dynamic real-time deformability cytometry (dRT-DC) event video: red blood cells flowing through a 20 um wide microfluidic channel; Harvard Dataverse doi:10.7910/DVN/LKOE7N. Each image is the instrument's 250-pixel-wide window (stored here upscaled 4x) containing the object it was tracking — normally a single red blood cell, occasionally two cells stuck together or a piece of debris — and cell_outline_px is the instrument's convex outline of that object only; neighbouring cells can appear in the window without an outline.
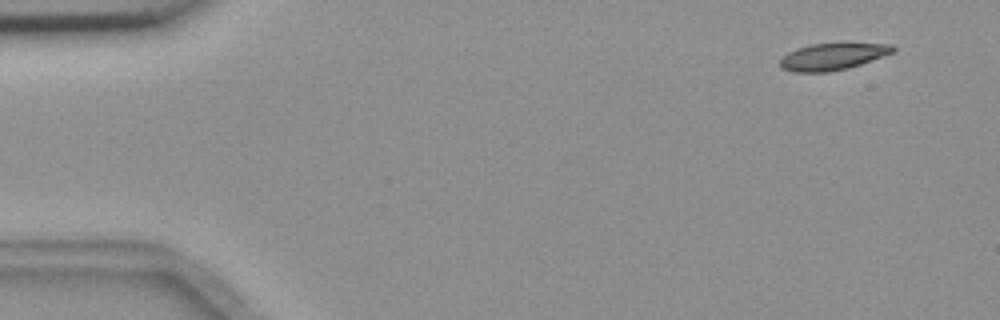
{"species": "common noctule bat (a hibernating species)", "species_latin": "Nyctalus noctula", "temperature_condition": "room temperature", "stored_images_in_passage": 5, "camera_frame_rate_fps": 3000, "um_per_image_px": 0.085, "animal": {"sex": "female", "body_mass_g": 18.4}, "frame": {"image": 1, "passage_image": 1, "time_ms": 0.0, "image_size_px": [1000, 320], "cell_outline_px": [[896, 52], [848, 68], [828, 72], [792, 72], [780, 68], [780, 60], [788, 52], [796, 48], [812, 44], [844, 40], [892, 44], [896, 48]], "centroid_in_image_um": [70.85, 4.75], "position_along_channel_um": 14.1, "area_um2": 18.67}}
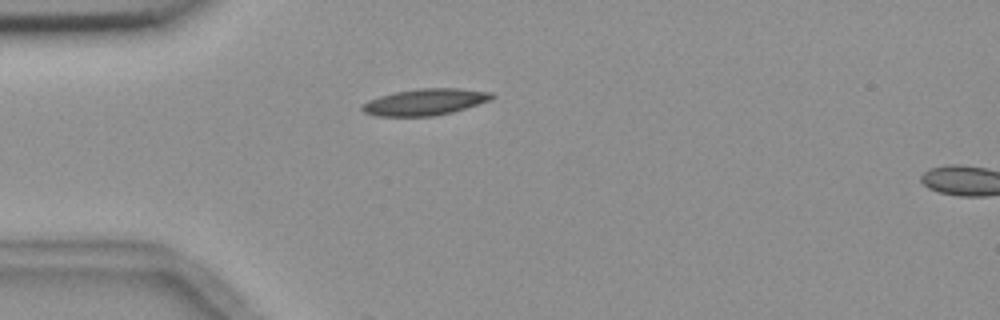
{"frame": {"image": 2, "passage_image": 4, "time_ms": 3.667, "image_size_px": [1000, 320], "cell_outline_px": [[496, 96], [492, 100], [452, 112], [432, 116], [376, 116], [364, 112], [360, 108], [368, 100], [380, 96], [396, 92], [420, 88], [460, 88], [492, 92]], "centroid_in_image_um": [36.17, 8.66], "position_along_channel_um": 48.8, "area_um2": 20.0}}